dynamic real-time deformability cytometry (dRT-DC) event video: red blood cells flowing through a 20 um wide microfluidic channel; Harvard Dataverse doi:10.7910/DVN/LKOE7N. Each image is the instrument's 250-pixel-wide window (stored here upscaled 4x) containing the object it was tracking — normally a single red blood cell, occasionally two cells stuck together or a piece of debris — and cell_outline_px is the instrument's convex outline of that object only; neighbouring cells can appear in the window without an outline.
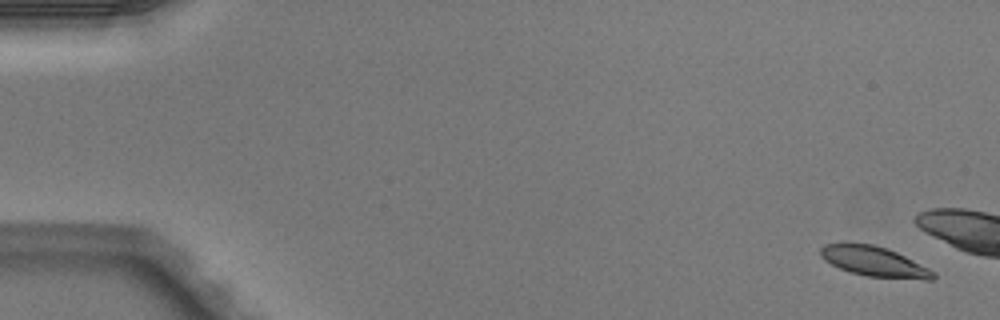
{"species": "Egyptian fruit bat (a non-hibernating species)", "species_latin": "Rousettus aegyptiacus", "temperature_condition": "warm", "stored_images_in_passage": 4, "camera_frame_rate_fps": 3000, "um_per_image_px": 0.085, "animal": {"sex": "male"}, "frame": {"image": 1, "passage_image": 1, "time_ms": 0.0, "image_size_px": [1000, 320], "cell_outline_px": [[936, 276], [932, 280], [924, 280], [868, 276], [852, 272], [840, 268], [824, 260], [820, 256], [820, 248], [824, 244], [840, 240], [848, 240], [872, 244], [888, 248], [936, 272]], "centroid_in_image_um": [74.24, 22.18], "position_along_channel_um": 10.8, "area_um2": 20.23}}